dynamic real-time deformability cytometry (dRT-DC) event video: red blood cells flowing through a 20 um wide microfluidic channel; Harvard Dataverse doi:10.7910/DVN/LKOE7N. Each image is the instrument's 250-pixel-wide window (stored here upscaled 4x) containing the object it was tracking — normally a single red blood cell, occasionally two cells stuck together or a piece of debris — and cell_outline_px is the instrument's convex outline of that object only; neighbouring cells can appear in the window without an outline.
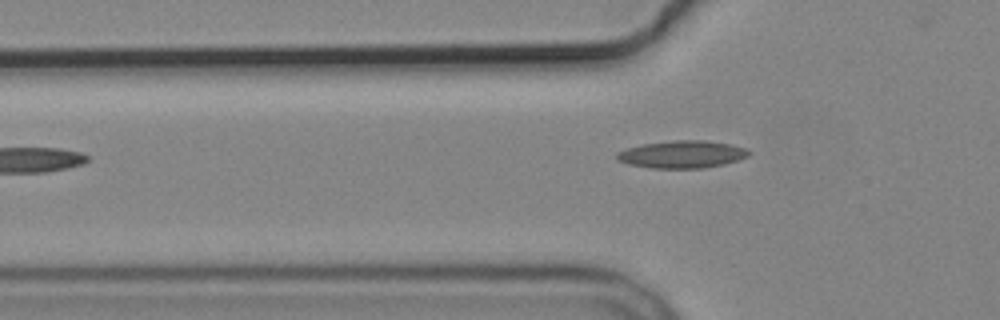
{"species": "common noctule bat (a hibernating species)", "species_latin": "Nyctalus noctula", "temperature_condition": "cold", "stored_images_in_passage": 5, "camera_frame_rate_fps": 3000, "um_per_image_px": 0.085, "animal": {"sex": "male", "body_mass_g": 19.2, "forearm_length_mm": 51.8}, "frame": {"image": 1, "passage_image": 5, "time_ms": 4.667, "image_size_px": [1000, 320], "cell_outline_px": [[752, 152], [748, 156], [724, 164], [700, 168], [652, 168], [628, 164], [616, 160], [616, 152], [628, 148], [644, 144], [672, 140], [704, 140], [732, 144], [744, 148]], "centroid_in_image_um": [57.96, 13.11], "position_along_channel_um": 67.8, "area_um2": 21.04}}